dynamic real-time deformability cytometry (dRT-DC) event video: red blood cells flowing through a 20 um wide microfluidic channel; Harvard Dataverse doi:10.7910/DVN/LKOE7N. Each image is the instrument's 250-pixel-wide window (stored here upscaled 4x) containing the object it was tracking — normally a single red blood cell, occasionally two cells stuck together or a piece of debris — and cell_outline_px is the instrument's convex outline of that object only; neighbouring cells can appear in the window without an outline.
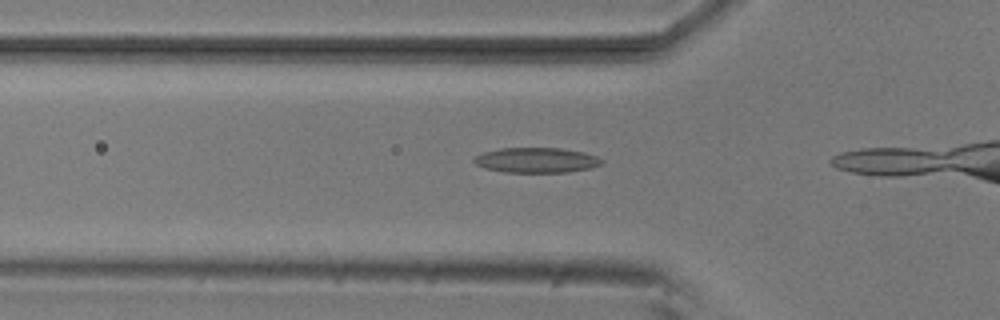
{"species": "common noctule bat (a hibernating species)", "species_latin": "Nyctalus noctula", "temperature_condition": "room temperature", "stored_images_in_passage": 12, "camera_frame_rate_fps": 3000, "um_per_image_px": 0.085, "animal": {"sex": "male", "body_mass_g": 20.5, "forearm_length_mm": 52.5}, "frame": {"image": 1, "passage_image": 10, "time_ms": 3.0, "image_size_px": [1000, 320], "cell_outline_px": [[604, 164], [592, 168], [568, 172], [504, 172], [484, 168], [476, 164], [472, 160], [476, 156], [484, 152], [500, 148], [560, 148], [584, 152], [596, 156], [604, 160]], "centroid_in_image_um": [45.63, 13.62], "position_along_channel_um": 80.2, "area_um2": 18.79}}